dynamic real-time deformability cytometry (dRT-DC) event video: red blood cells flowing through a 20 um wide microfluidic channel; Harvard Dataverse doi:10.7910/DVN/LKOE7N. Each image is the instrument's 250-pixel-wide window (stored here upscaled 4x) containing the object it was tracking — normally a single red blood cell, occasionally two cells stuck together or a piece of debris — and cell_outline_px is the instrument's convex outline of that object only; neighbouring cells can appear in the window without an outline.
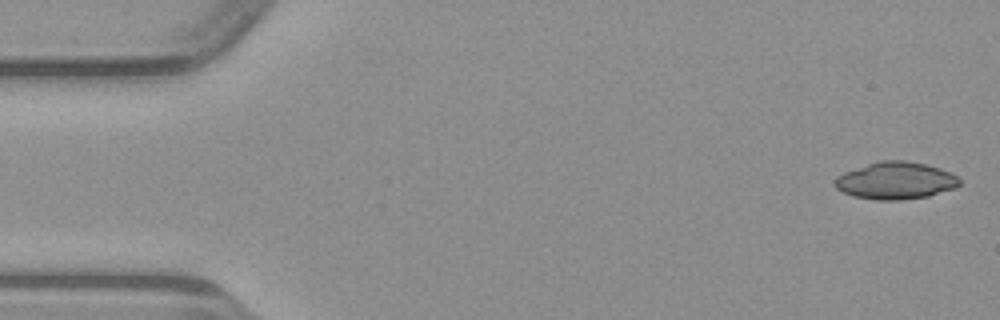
{"species": "common noctule bat (a hibernating species)", "species_latin": "Nyctalus noctula", "temperature_condition": "warm", "stored_images_in_passage": 48, "camera_frame_rate_fps": 3000, "um_per_image_px": 0.085, "animal": {"sex": "male", "body_mass_g": 23.1, "forearm_length_mm": 52.7}, "frame": {"image": 1, "passage_image": 1, "time_ms": 0.0, "image_size_px": [1000, 320], "cell_outline_px": [[960, 184], [956, 188], [928, 196], [900, 200], [872, 200], [852, 196], [836, 188], [836, 176], [868, 164], [880, 160], [904, 160], [924, 164], [940, 168], [956, 176], [960, 180]], "centroid_in_image_um": [76.14, 15.36], "position_along_channel_um": 8.9, "area_um2": 26.82}}
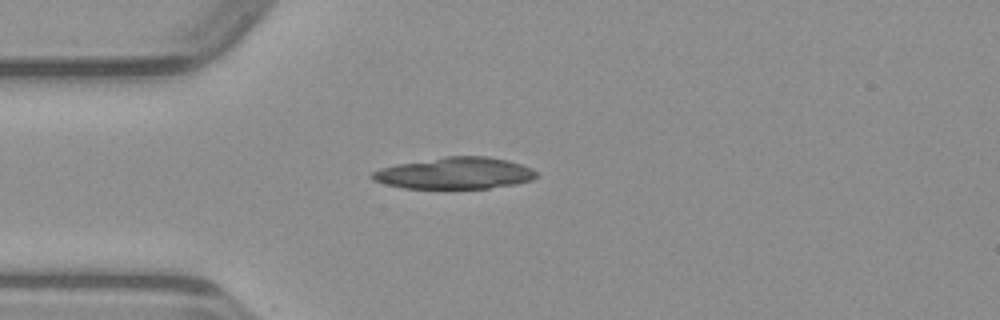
{"frame": {"image": 2, "passage_image": 12, "time_ms": 3.667, "image_size_px": [1000, 320], "cell_outline_px": [[536, 176], [532, 180], [516, 184], [488, 188], [404, 188], [384, 184], [372, 180], [368, 176], [372, 172], [380, 168], [396, 164], [444, 156], [488, 156], [508, 160], [532, 168], [536, 172]], "centroid_in_image_um": [38.63, 14.71], "position_along_channel_um": 46.4, "area_um2": 30.4}}